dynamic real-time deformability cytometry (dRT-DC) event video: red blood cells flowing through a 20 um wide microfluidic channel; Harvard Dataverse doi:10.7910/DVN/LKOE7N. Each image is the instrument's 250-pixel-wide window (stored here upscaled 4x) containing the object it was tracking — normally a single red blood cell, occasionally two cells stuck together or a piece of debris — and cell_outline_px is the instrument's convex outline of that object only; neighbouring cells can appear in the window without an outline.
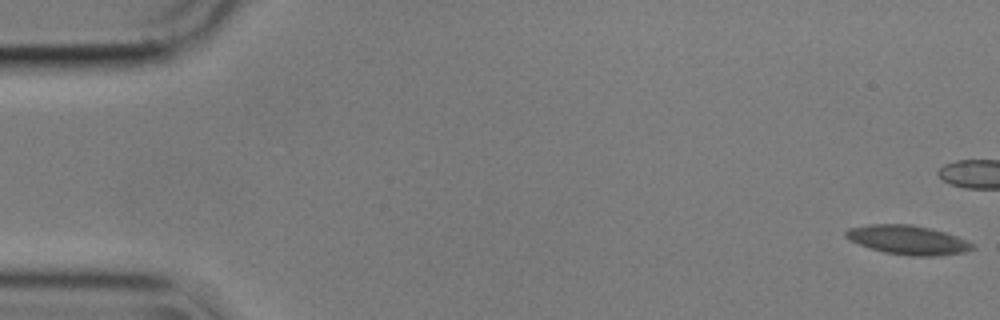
{"species": "common noctule bat (a hibernating species)", "species_latin": "Nyctalus noctula", "temperature_condition": "cold", "stored_images_in_passage": 8, "camera_frame_rate_fps": 3000, "um_per_image_px": 0.085, "animal": {"sex": "male", "body_mass_g": 17.9}, "frame": {"image": 1, "passage_image": 1, "time_ms": 0.0, "image_size_px": [1000, 320], "cell_outline_px": [[976, 248], [964, 252], [940, 256], [908, 256], [884, 252], [848, 240], [844, 236], [844, 232], [848, 228], [868, 224], [912, 224], [944, 232], [956, 236], [972, 244]], "centroid_in_image_um": [77.13, 20.39], "position_along_channel_um": 7.9, "area_um2": 21.44}}